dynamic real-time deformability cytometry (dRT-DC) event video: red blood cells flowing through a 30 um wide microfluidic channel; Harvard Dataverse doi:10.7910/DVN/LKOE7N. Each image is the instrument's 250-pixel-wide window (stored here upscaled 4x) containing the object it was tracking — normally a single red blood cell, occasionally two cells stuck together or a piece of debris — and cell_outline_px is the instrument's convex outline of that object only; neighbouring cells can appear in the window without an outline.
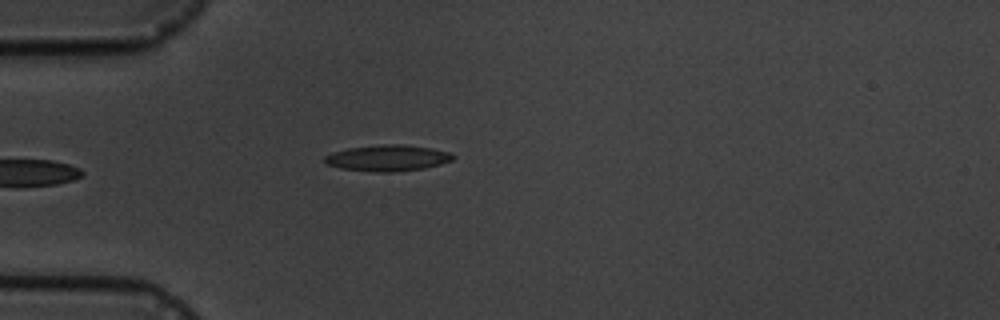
{"species": "common noctule bat (a hibernating species)", "species_latin": "Nyctalus noctula", "temperature_condition": "cold", "stored_images_in_passage": 4, "camera_frame_rate_fps": 3000, "um_per_image_px": 0.085, "animal": {"sex": "male", "body_mass_g": 19.5, "forearm_length_mm": 54.6}, "frame": {"image": 1, "passage_image": 4, "time_ms": 3.333, "image_size_px": [1000, 320], "cell_outline_px": [[456, 156], [452, 160], [440, 164], [424, 168], [392, 172], [380, 172], [340, 168], [324, 164], [324, 156], [332, 152], [348, 148], [384, 144], [404, 144], [432, 148], [448, 152]], "centroid_in_image_um": [32.93, 13.42], "position_along_channel_um": 52.1, "area_um2": 19.54}}